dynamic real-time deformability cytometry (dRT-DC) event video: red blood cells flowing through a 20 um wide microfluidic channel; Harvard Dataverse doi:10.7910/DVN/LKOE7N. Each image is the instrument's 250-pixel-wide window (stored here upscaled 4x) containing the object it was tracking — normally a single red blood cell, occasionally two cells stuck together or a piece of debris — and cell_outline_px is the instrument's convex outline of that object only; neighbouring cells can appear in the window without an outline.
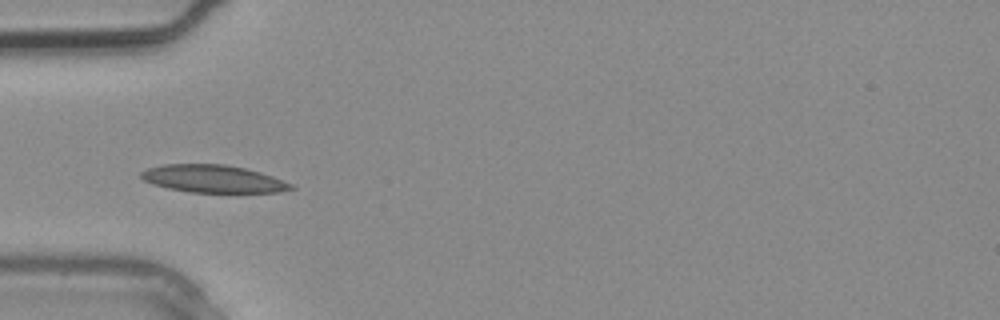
{"species": "common noctule bat (a hibernating species)", "species_latin": "Nyctalus noctula", "temperature_condition": "warm", "stored_images_in_passage": 2, "camera_frame_rate_fps": 3000, "um_per_image_px": 0.085, "animal": {"sex": "male", "body_mass_g": 20.4}, "frame": {"image": 1, "passage_image": 2, "time_ms": 0.333, "image_size_px": [1000, 320], "cell_outline_px": [[296, 188], [280, 192], [188, 192], [168, 188], [152, 184], [144, 180], [140, 176], [140, 172], [148, 168], [164, 164], [224, 164], [244, 168], [260, 172], [272, 176], [292, 184]], "centroid_in_image_um": [18.1, 15.2], "position_along_channel_um": 66.9, "area_um2": 23.99}}